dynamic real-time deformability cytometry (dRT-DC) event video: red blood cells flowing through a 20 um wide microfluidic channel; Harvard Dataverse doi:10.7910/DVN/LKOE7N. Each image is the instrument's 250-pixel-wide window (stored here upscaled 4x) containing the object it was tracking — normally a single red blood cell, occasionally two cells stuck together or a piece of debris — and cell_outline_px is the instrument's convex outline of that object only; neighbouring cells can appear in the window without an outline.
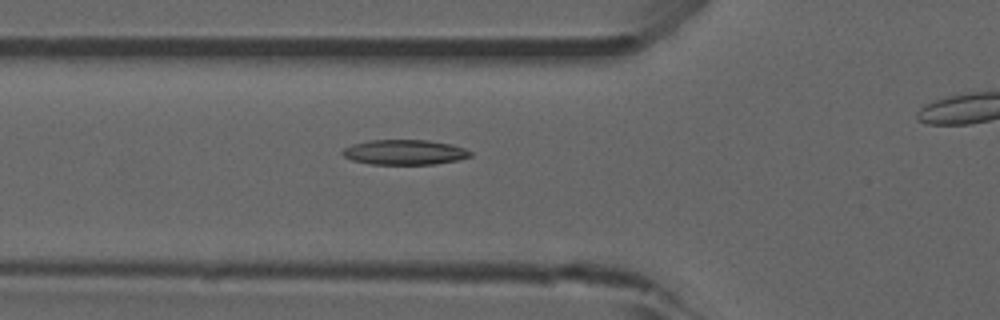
{"species": "common noctule bat (a hibernating species)", "species_latin": "Nyctalus noctula", "temperature_condition": "room temperature", "stored_images_in_passage": 44, "camera_frame_rate_fps": 3000, "um_per_image_px": 0.085, "animal": {"sex": "male", "forearm_length_mm": 52.5}, "frame": {"image": 1, "passage_image": 19, "time_ms": 6.0, "image_size_px": [1000, 320], "cell_outline_px": [[472, 156], [456, 160], [432, 164], [372, 164], [352, 160], [344, 156], [340, 152], [344, 148], [352, 144], [372, 140], [428, 140], [452, 144], [464, 148], [472, 152]], "centroid_in_image_um": [34.39, 12.93], "position_along_channel_um": 91.4, "area_um2": 18.55}}